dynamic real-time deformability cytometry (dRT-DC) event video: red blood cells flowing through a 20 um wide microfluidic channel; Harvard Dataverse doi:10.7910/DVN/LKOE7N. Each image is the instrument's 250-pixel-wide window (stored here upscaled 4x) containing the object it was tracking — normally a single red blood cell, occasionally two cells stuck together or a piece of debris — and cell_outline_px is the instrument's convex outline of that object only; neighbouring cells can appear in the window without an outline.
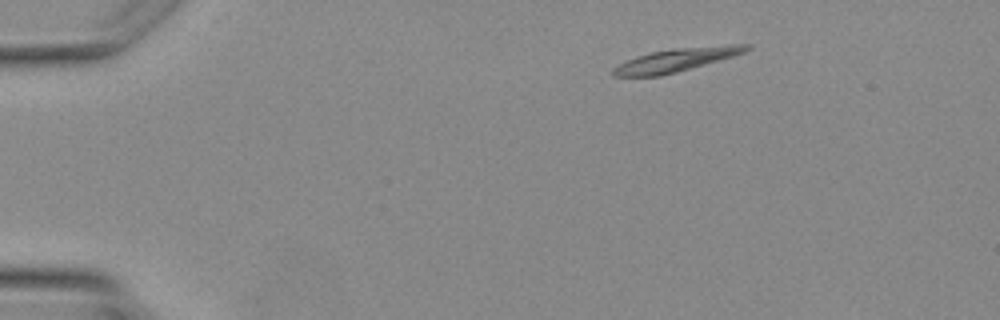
{"species": "Egyptian fruit bat (a non-hibernating species)", "species_latin": "Rousettus aegyptiacus", "temperature_condition": "warm", "stored_images_in_passage": 3, "camera_frame_rate_fps": 3000, "um_per_image_px": 0.085, "animal": {"sex": "female"}, "frame": {"image": 1, "passage_image": 1, "time_ms": 0.0, "image_size_px": [1000, 320], "cell_outline_px": [[752, 48], [744, 52], [732, 56], [676, 72], [660, 76], [612, 76], [612, 68], [636, 56], [652, 52], [676, 48], [732, 44], [752, 44]], "centroid_in_image_um": [57.48, 5.09], "position_along_channel_um": 27.5, "area_um2": 17.74}}